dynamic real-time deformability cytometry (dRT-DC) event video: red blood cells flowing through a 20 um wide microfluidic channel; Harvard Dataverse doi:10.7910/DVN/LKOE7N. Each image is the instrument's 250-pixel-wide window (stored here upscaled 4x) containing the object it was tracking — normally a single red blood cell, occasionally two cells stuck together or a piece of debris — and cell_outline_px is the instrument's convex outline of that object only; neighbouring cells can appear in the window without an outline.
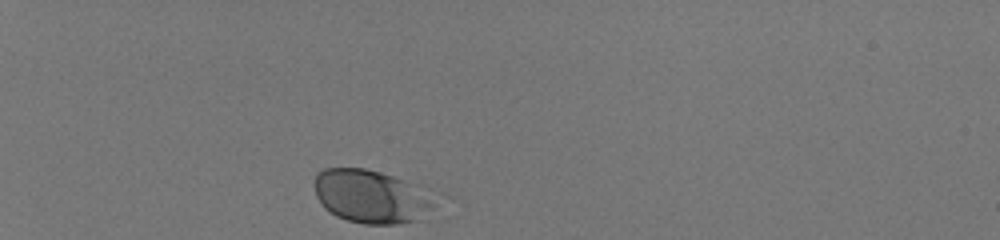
{"species": "human", "species_latin": "Homo sapiens", "temperature_condition": "room temperature", "stored_images_in_passage": 33, "camera_frame_rate_fps": 3000, "um_per_image_px": 0.085, "donor": {"sex": "male"}, "frame": {"image": 1, "passage_image": 1, "time_ms": 0.0, "image_size_px": [1000, 240], "cell_outline_px": [[432, 208], [420, 220], [396, 224], [364, 224], [348, 220], [336, 216], [324, 208], [316, 196], [312, 184], [312, 180], [316, 172], [324, 168], [364, 168], [380, 172], [404, 180], [412, 184], [432, 204]], "centroid_in_image_um": [31.37, 16.7], "position_along_channel_um": 53.6, "area_um2": 36.76}}
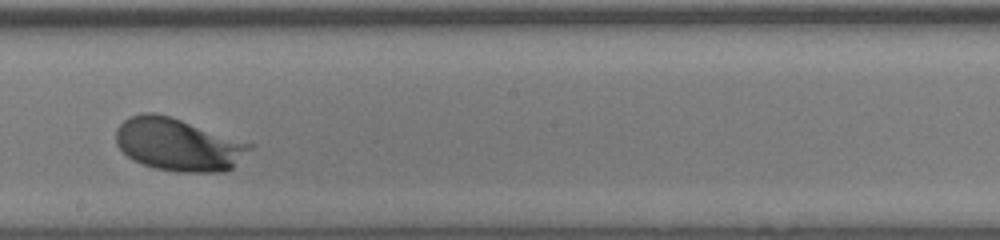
{"frame": {"image": 2, "passage_image": 19, "time_ms": 6.0, "image_size_px": [1000, 240], "cell_outline_px": [[256, 144], [232, 168], [224, 172], [176, 172], [156, 168], [132, 160], [116, 144], [116, 128], [128, 116], [140, 112], [156, 112]], "centroid_in_image_um": [15.15, 12.28], "position_along_channel_um": 233.0, "area_um2": 41.21}}
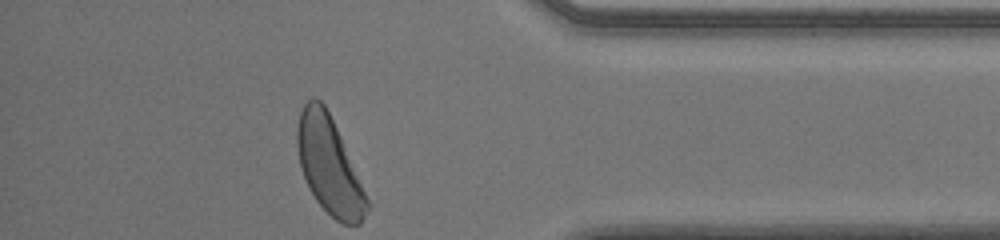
{"frame": {"image": 3, "passage_image": 33, "time_ms": 10.667, "image_size_px": [1000, 240], "cell_outline_px": [[372, 204], [360, 224], [344, 224], [336, 220], [316, 200], [304, 176], [300, 164], [296, 144], [296, 128], [300, 112], [304, 104], [312, 96], [316, 96], [324, 104], [340, 136]], "centroid_in_image_um": [28.0, 14.06], "position_along_channel_um": 407.2, "area_um2": 39.19}, "authors_computed_cell_mechanics": {"area_um2": 38.2058, "velocity_mm_per_s": 3.9846, "shape_relaxation_time_tau1_ms": 1.3987, "shape_relaxation_time_tau2_ms": null, "deformation_change_tau1": 0.0993, "deformation_change_tau2": null}}